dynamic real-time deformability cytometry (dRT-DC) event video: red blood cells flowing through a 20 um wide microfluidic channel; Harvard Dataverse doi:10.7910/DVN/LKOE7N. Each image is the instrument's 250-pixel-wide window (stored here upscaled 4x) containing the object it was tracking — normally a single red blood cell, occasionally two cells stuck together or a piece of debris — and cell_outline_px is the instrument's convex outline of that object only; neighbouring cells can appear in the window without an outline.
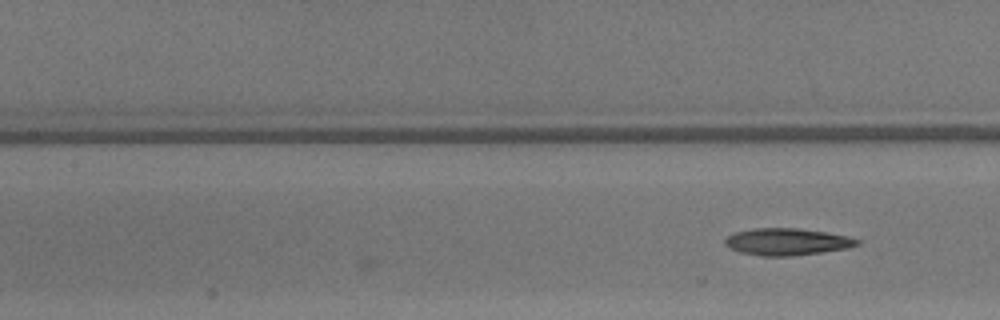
{"species": "common noctule bat (a hibernating species)", "species_latin": "Nyctalus noctula", "temperature_condition": "warm", "stored_images_in_passage": 9, "camera_frame_rate_fps": 3000, "um_per_image_px": 0.085, "animal": {"sex": "male", "body_mass_g": 13.3}, "frame": {"image": 1, "passage_image": 9, "time_ms": 2.667, "image_size_px": [1000, 320], "cell_outline_px": [[860, 244], [848, 248], [792, 256], [760, 256], [740, 252], [728, 248], [724, 244], [724, 240], [728, 236], [736, 232], [752, 228], [796, 228], [828, 232], [848, 236], [860, 240]], "centroid_in_image_um": [66.89, 20.55], "position_along_channel_um": 140.5, "area_um2": 20.87}}